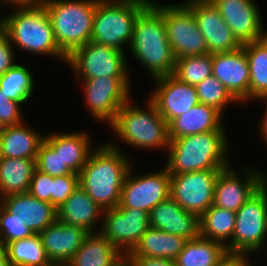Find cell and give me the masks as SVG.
<instances>
[{
	"mask_svg": "<svg viewBox=\"0 0 267 266\" xmlns=\"http://www.w3.org/2000/svg\"><path fill=\"white\" fill-rule=\"evenodd\" d=\"M129 169L122 189L119 208H134L150 213L162 201L170 197V174L165 166L160 171L133 176Z\"/></svg>",
	"mask_w": 267,
	"mask_h": 266,
	"instance_id": "13",
	"label": "cell"
},
{
	"mask_svg": "<svg viewBox=\"0 0 267 266\" xmlns=\"http://www.w3.org/2000/svg\"><path fill=\"white\" fill-rule=\"evenodd\" d=\"M234 37L243 45L267 36L254 0H211Z\"/></svg>",
	"mask_w": 267,
	"mask_h": 266,
	"instance_id": "16",
	"label": "cell"
},
{
	"mask_svg": "<svg viewBox=\"0 0 267 266\" xmlns=\"http://www.w3.org/2000/svg\"><path fill=\"white\" fill-rule=\"evenodd\" d=\"M128 50L152 79L173 74L176 58L166 35L161 4L151 0L139 12Z\"/></svg>",
	"mask_w": 267,
	"mask_h": 266,
	"instance_id": "2",
	"label": "cell"
},
{
	"mask_svg": "<svg viewBox=\"0 0 267 266\" xmlns=\"http://www.w3.org/2000/svg\"><path fill=\"white\" fill-rule=\"evenodd\" d=\"M103 209L80 186L57 208V220L85 229L88 233L99 232L95 228ZM97 229V230H96Z\"/></svg>",
	"mask_w": 267,
	"mask_h": 266,
	"instance_id": "24",
	"label": "cell"
},
{
	"mask_svg": "<svg viewBox=\"0 0 267 266\" xmlns=\"http://www.w3.org/2000/svg\"><path fill=\"white\" fill-rule=\"evenodd\" d=\"M172 75L181 82L196 86L212 75V54L177 58Z\"/></svg>",
	"mask_w": 267,
	"mask_h": 266,
	"instance_id": "35",
	"label": "cell"
},
{
	"mask_svg": "<svg viewBox=\"0 0 267 266\" xmlns=\"http://www.w3.org/2000/svg\"><path fill=\"white\" fill-rule=\"evenodd\" d=\"M246 167L247 170L245 167L243 168L245 171L243 179L231 165L219 172L214 185V206L236 213L267 181L265 172L256 171L255 168L250 169L249 165Z\"/></svg>",
	"mask_w": 267,
	"mask_h": 266,
	"instance_id": "15",
	"label": "cell"
},
{
	"mask_svg": "<svg viewBox=\"0 0 267 266\" xmlns=\"http://www.w3.org/2000/svg\"><path fill=\"white\" fill-rule=\"evenodd\" d=\"M36 168L50 176L78 175L73 173L60 158L59 152L45 141L41 143L36 159Z\"/></svg>",
	"mask_w": 267,
	"mask_h": 266,
	"instance_id": "38",
	"label": "cell"
},
{
	"mask_svg": "<svg viewBox=\"0 0 267 266\" xmlns=\"http://www.w3.org/2000/svg\"><path fill=\"white\" fill-rule=\"evenodd\" d=\"M149 226L187 240L200 235L199 217L185 211L171 196L150 211Z\"/></svg>",
	"mask_w": 267,
	"mask_h": 266,
	"instance_id": "21",
	"label": "cell"
},
{
	"mask_svg": "<svg viewBox=\"0 0 267 266\" xmlns=\"http://www.w3.org/2000/svg\"><path fill=\"white\" fill-rule=\"evenodd\" d=\"M99 232L123 255L130 253L148 230L149 213L134 208L114 207L103 211ZM101 229V230H100Z\"/></svg>",
	"mask_w": 267,
	"mask_h": 266,
	"instance_id": "12",
	"label": "cell"
},
{
	"mask_svg": "<svg viewBox=\"0 0 267 266\" xmlns=\"http://www.w3.org/2000/svg\"><path fill=\"white\" fill-rule=\"evenodd\" d=\"M124 103L109 125L124 144L139 149H168V123L149 99L145 109ZM147 109V110H146Z\"/></svg>",
	"mask_w": 267,
	"mask_h": 266,
	"instance_id": "5",
	"label": "cell"
},
{
	"mask_svg": "<svg viewBox=\"0 0 267 266\" xmlns=\"http://www.w3.org/2000/svg\"><path fill=\"white\" fill-rule=\"evenodd\" d=\"M212 75L239 103L249 101V65L242 46L232 52L213 53Z\"/></svg>",
	"mask_w": 267,
	"mask_h": 266,
	"instance_id": "19",
	"label": "cell"
},
{
	"mask_svg": "<svg viewBox=\"0 0 267 266\" xmlns=\"http://www.w3.org/2000/svg\"><path fill=\"white\" fill-rule=\"evenodd\" d=\"M218 241L201 237L188 240L176 257V266H215L227 253Z\"/></svg>",
	"mask_w": 267,
	"mask_h": 266,
	"instance_id": "30",
	"label": "cell"
},
{
	"mask_svg": "<svg viewBox=\"0 0 267 266\" xmlns=\"http://www.w3.org/2000/svg\"><path fill=\"white\" fill-rule=\"evenodd\" d=\"M222 116L214 107L199 103L168 124L169 140L208 131H226Z\"/></svg>",
	"mask_w": 267,
	"mask_h": 266,
	"instance_id": "23",
	"label": "cell"
},
{
	"mask_svg": "<svg viewBox=\"0 0 267 266\" xmlns=\"http://www.w3.org/2000/svg\"><path fill=\"white\" fill-rule=\"evenodd\" d=\"M44 0H0V2L5 4L4 6H24V5H39L42 4ZM12 5V6H11Z\"/></svg>",
	"mask_w": 267,
	"mask_h": 266,
	"instance_id": "45",
	"label": "cell"
},
{
	"mask_svg": "<svg viewBox=\"0 0 267 266\" xmlns=\"http://www.w3.org/2000/svg\"><path fill=\"white\" fill-rule=\"evenodd\" d=\"M248 256L244 253L227 252L215 266H251Z\"/></svg>",
	"mask_w": 267,
	"mask_h": 266,
	"instance_id": "43",
	"label": "cell"
},
{
	"mask_svg": "<svg viewBox=\"0 0 267 266\" xmlns=\"http://www.w3.org/2000/svg\"><path fill=\"white\" fill-rule=\"evenodd\" d=\"M53 176L43 173L35 168L28 193L41 201L52 204Z\"/></svg>",
	"mask_w": 267,
	"mask_h": 266,
	"instance_id": "40",
	"label": "cell"
},
{
	"mask_svg": "<svg viewBox=\"0 0 267 266\" xmlns=\"http://www.w3.org/2000/svg\"><path fill=\"white\" fill-rule=\"evenodd\" d=\"M157 89L148 97L169 124L173 119L199 104L196 88L173 75L154 79Z\"/></svg>",
	"mask_w": 267,
	"mask_h": 266,
	"instance_id": "18",
	"label": "cell"
},
{
	"mask_svg": "<svg viewBox=\"0 0 267 266\" xmlns=\"http://www.w3.org/2000/svg\"><path fill=\"white\" fill-rule=\"evenodd\" d=\"M34 82L30 70L24 65L16 63L0 75V91L12 101L26 103L34 93Z\"/></svg>",
	"mask_w": 267,
	"mask_h": 266,
	"instance_id": "34",
	"label": "cell"
},
{
	"mask_svg": "<svg viewBox=\"0 0 267 266\" xmlns=\"http://www.w3.org/2000/svg\"><path fill=\"white\" fill-rule=\"evenodd\" d=\"M14 7L12 14L0 18V29L9 37L12 46L66 62L67 56L56 43L51 20L43 4Z\"/></svg>",
	"mask_w": 267,
	"mask_h": 266,
	"instance_id": "4",
	"label": "cell"
},
{
	"mask_svg": "<svg viewBox=\"0 0 267 266\" xmlns=\"http://www.w3.org/2000/svg\"><path fill=\"white\" fill-rule=\"evenodd\" d=\"M125 53L117 48L89 41L75 49L66 63L72 67L76 79L98 77H129Z\"/></svg>",
	"mask_w": 267,
	"mask_h": 266,
	"instance_id": "9",
	"label": "cell"
},
{
	"mask_svg": "<svg viewBox=\"0 0 267 266\" xmlns=\"http://www.w3.org/2000/svg\"><path fill=\"white\" fill-rule=\"evenodd\" d=\"M199 103L212 106L222 115L228 104L238 101L225 86L213 75L205 78L195 86Z\"/></svg>",
	"mask_w": 267,
	"mask_h": 266,
	"instance_id": "36",
	"label": "cell"
},
{
	"mask_svg": "<svg viewBox=\"0 0 267 266\" xmlns=\"http://www.w3.org/2000/svg\"><path fill=\"white\" fill-rule=\"evenodd\" d=\"M94 149L81 169L79 186L103 209L117 207L121 189L131 168L129 158L119 147L106 142Z\"/></svg>",
	"mask_w": 267,
	"mask_h": 266,
	"instance_id": "1",
	"label": "cell"
},
{
	"mask_svg": "<svg viewBox=\"0 0 267 266\" xmlns=\"http://www.w3.org/2000/svg\"><path fill=\"white\" fill-rule=\"evenodd\" d=\"M25 223L24 220L13 217L0 204V247L34 235Z\"/></svg>",
	"mask_w": 267,
	"mask_h": 266,
	"instance_id": "37",
	"label": "cell"
},
{
	"mask_svg": "<svg viewBox=\"0 0 267 266\" xmlns=\"http://www.w3.org/2000/svg\"><path fill=\"white\" fill-rule=\"evenodd\" d=\"M266 237L267 181L236 212L232 240L226 249L230 253L257 254L266 248Z\"/></svg>",
	"mask_w": 267,
	"mask_h": 266,
	"instance_id": "8",
	"label": "cell"
},
{
	"mask_svg": "<svg viewBox=\"0 0 267 266\" xmlns=\"http://www.w3.org/2000/svg\"><path fill=\"white\" fill-rule=\"evenodd\" d=\"M78 81L84 84V103L97 122L110 125L121 106L131 98L130 77L109 76Z\"/></svg>",
	"mask_w": 267,
	"mask_h": 266,
	"instance_id": "11",
	"label": "cell"
},
{
	"mask_svg": "<svg viewBox=\"0 0 267 266\" xmlns=\"http://www.w3.org/2000/svg\"><path fill=\"white\" fill-rule=\"evenodd\" d=\"M136 266H176L174 260L146 256H129Z\"/></svg>",
	"mask_w": 267,
	"mask_h": 266,
	"instance_id": "44",
	"label": "cell"
},
{
	"mask_svg": "<svg viewBox=\"0 0 267 266\" xmlns=\"http://www.w3.org/2000/svg\"><path fill=\"white\" fill-rule=\"evenodd\" d=\"M18 103L5 97V94L0 91V128L14 126L24 122L22 110Z\"/></svg>",
	"mask_w": 267,
	"mask_h": 266,
	"instance_id": "41",
	"label": "cell"
},
{
	"mask_svg": "<svg viewBox=\"0 0 267 266\" xmlns=\"http://www.w3.org/2000/svg\"><path fill=\"white\" fill-rule=\"evenodd\" d=\"M188 240L149 227L128 256H146L175 260Z\"/></svg>",
	"mask_w": 267,
	"mask_h": 266,
	"instance_id": "28",
	"label": "cell"
},
{
	"mask_svg": "<svg viewBox=\"0 0 267 266\" xmlns=\"http://www.w3.org/2000/svg\"><path fill=\"white\" fill-rule=\"evenodd\" d=\"M44 140L55 152H59L64 165L75 174L81 172L91 152L95 149L90 146L89 135L83 131L52 133L48 136L44 135Z\"/></svg>",
	"mask_w": 267,
	"mask_h": 266,
	"instance_id": "25",
	"label": "cell"
},
{
	"mask_svg": "<svg viewBox=\"0 0 267 266\" xmlns=\"http://www.w3.org/2000/svg\"><path fill=\"white\" fill-rule=\"evenodd\" d=\"M98 0H44L59 49L68 57L91 40Z\"/></svg>",
	"mask_w": 267,
	"mask_h": 266,
	"instance_id": "6",
	"label": "cell"
},
{
	"mask_svg": "<svg viewBox=\"0 0 267 266\" xmlns=\"http://www.w3.org/2000/svg\"><path fill=\"white\" fill-rule=\"evenodd\" d=\"M242 47L249 65V101L267 98V36Z\"/></svg>",
	"mask_w": 267,
	"mask_h": 266,
	"instance_id": "31",
	"label": "cell"
},
{
	"mask_svg": "<svg viewBox=\"0 0 267 266\" xmlns=\"http://www.w3.org/2000/svg\"><path fill=\"white\" fill-rule=\"evenodd\" d=\"M36 159L0 158V198L28 193Z\"/></svg>",
	"mask_w": 267,
	"mask_h": 266,
	"instance_id": "29",
	"label": "cell"
},
{
	"mask_svg": "<svg viewBox=\"0 0 267 266\" xmlns=\"http://www.w3.org/2000/svg\"><path fill=\"white\" fill-rule=\"evenodd\" d=\"M78 187V175L54 176L52 183V205L57 209Z\"/></svg>",
	"mask_w": 267,
	"mask_h": 266,
	"instance_id": "39",
	"label": "cell"
},
{
	"mask_svg": "<svg viewBox=\"0 0 267 266\" xmlns=\"http://www.w3.org/2000/svg\"><path fill=\"white\" fill-rule=\"evenodd\" d=\"M0 204L15 218L39 234L57 220V209L49 202L41 201L29 193L11 194L0 198Z\"/></svg>",
	"mask_w": 267,
	"mask_h": 266,
	"instance_id": "22",
	"label": "cell"
},
{
	"mask_svg": "<svg viewBox=\"0 0 267 266\" xmlns=\"http://www.w3.org/2000/svg\"><path fill=\"white\" fill-rule=\"evenodd\" d=\"M44 140L39 131L30 129L24 122L0 128V156L6 158L37 159Z\"/></svg>",
	"mask_w": 267,
	"mask_h": 266,
	"instance_id": "26",
	"label": "cell"
},
{
	"mask_svg": "<svg viewBox=\"0 0 267 266\" xmlns=\"http://www.w3.org/2000/svg\"><path fill=\"white\" fill-rule=\"evenodd\" d=\"M114 266H136V265L128 255H122V257L114 264Z\"/></svg>",
	"mask_w": 267,
	"mask_h": 266,
	"instance_id": "47",
	"label": "cell"
},
{
	"mask_svg": "<svg viewBox=\"0 0 267 266\" xmlns=\"http://www.w3.org/2000/svg\"><path fill=\"white\" fill-rule=\"evenodd\" d=\"M225 131H208L172 139L164 165L170 175L202 170H222L231 164ZM228 149V150H227Z\"/></svg>",
	"mask_w": 267,
	"mask_h": 266,
	"instance_id": "3",
	"label": "cell"
},
{
	"mask_svg": "<svg viewBox=\"0 0 267 266\" xmlns=\"http://www.w3.org/2000/svg\"><path fill=\"white\" fill-rule=\"evenodd\" d=\"M88 234L83 228L56 220L38 235L48 260L53 265L65 266L76 254Z\"/></svg>",
	"mask_w": 267,
	"mask_h": 266,
	"instance_id": "20",
	"label": "cell"
},
{
	"mask_svg": "<svg viewBox=\"0 0 267 266\" xmlns=\"http://www.w3.org/2000/svg\"><path fill=\"white\" fill-rule=\"evenodd\" d=\"M150 1L98 0L91 41L124 52V44L130 46L137 15Z\"/></svg>",
	"mask_w": 267,
	"mask_h": 266,
	"instance_id": "7",
	"label": "cell"
},
{
	"mask_svg": "<svg viewBox=\"0 0 267 266\" xmlns=\"http://www.w3.org/2000/svg\"><path fill=\"white\" fill-rule=\"evenodd\" d=\"M185 3L192 9L210 54L232 52L242 46L211 0H185Z\"/></svg>",
	"mask_w": 267,
	"mask_h": 266,
	"instance_id": "17",
	"label": "cell"
},
{
	"mask_svg": "<svg viewBox=\"0 0 267 266\" xmlns=\"http://www.w3.org/2000/svg\"><path fill=\"white\" fill-rule=\"evenodd\" d=\"M122 255L100 232L89 233L65 266H114Z\"/></svg>",
	"mask_w": 267,
	"mask_h": 266,
	"instance_id": "27",
	"label": "cell"
},
{
	"mask_svg": "<svg viewBox=\"0 0 267 266\" xmlns=\"http://www.w3.org/2000/svg\"><path fill=\"white\" fill-rule=\"evenodd\" d=\"M259 100H263L265 101V103H267V98H262ZM263 117L261 118V123L259 124L260 126V136H262V138L264 139L263 141L266 143L267 146V104H266V109L264 111V115H262Z\"/></svg>",
	"mask_w": 267,
	"mask_h": 266,
	"instance_id": "46",
	"label": "cell"
},
{
	"mask_svg": "<svg viewBox=\"0 0 267 266\" xmlns=\"http://www.w3.org/2000/svg\"><path fill=\"white\" fill-rule=\"evenodd\" d=\"M11 266H53L38 234L13 241L4 247Z\"/></svg>",
	"mask_w": 267,
	"mask_h": 266,
	"instance_id": "33",
	"label": "cell"
},
{
	"mask_svg": "<svg viewBox=\"0 0 267 266\" xmlns=\"http://www.w3.org/2000/svg\"><path fill=\"white\" fill-rule=\"evenodd\" d=\"M14 49L9 37L0 29V75L16 64Z\"/></svg>",
	"mask_w": 267,
	"mask_h": 266,
	"instance_id": "42",
	"label": "cell"
},
{
	"mask_svg": "<svg viewBox=\"0 0 267 266\" xmlns=\"http://www.w3.org/2000/svg\"><path fill=\"white\" fill-rule=\"evenodd\" d=\"M166 35L175 58L209 54L206 40L200 32L192 9L183 4H161Z\"/></svg>",
	"mask_w": 267,
	"mask_h": 266,
	"instance_id": "10",
	"label": "cell"
},
{
	"mask_svg": "<svg viewBox=\"0 0 267 266\" xmlns=\"http://www.w3.org/2000/svg\"><path fill=\"white\" fill-rule=\"evenodd\" d=\"M221 170L170 175V196L187 212L200 217L213 205L214 185Z\"/></svg>",
	"mask_w": 267,
	"mask_h": 266,
	"instance_id": "14",
	"label": "cell"
},
{
	"mask_svg": "<svg viewBox=\"0 0 267 266\" xmlns=\"http://www.w3.org/2000/svg\"><path fill=\"white\" fill-rule=\"evenodd\" d=\"M235 219V212L212 205L199 217L200 236L226 246L232 240Z\"/></svg>",
	"mask_w": 267,
	"mask_h": 266,
	"instance_id": "32",
	"label": "cell"
},
{
	"mask_svg": "<svg viewBox=\"0 0 267 266\" xmlns=\"http://www.w3.org/2000/svg\"><path fill=\"white\" fill-rule=\"evenodd\" d=\"M0 266H11L4 247H0Z\"/></svg>",
	"mask_w": 267,
	"mask_h": 266,
	"instance_id": "48",
	"label": "cell"
}]
</instances>
